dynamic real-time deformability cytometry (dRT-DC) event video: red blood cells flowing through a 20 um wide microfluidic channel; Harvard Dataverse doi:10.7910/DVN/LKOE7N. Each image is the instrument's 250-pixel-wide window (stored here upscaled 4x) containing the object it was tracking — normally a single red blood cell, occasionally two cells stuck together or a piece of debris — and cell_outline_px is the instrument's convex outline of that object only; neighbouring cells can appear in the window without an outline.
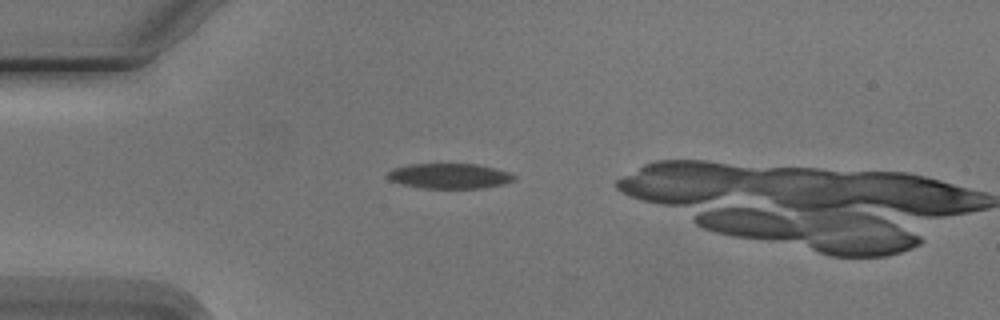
{"species": "Egyptian fruit bat (a non-hibernating species)", "species_latin": "Rousettus aegyptiacus", "temperature_condition": "cold", "stored_images_in_passage": 2, "camera_frame_rate_fps": 3000, "um_per_image_px": 0.085, "animal": {"sex": "male"}, "frame": {"image": 1, "passage_image": 2, "time_ms": 2.0, "image_size_px": [1000, 320], "cell_outline_px": [[516, 180], [504, 184], [480, 188], [424, 188], [404, 184], [388, 180], [388, 172], [392, 168], [408, 164], [476, 164], [508, 172], [516, 176]], "centroid_in_image_um": [38.2, 14.96], "position_along_channel_um": 46.8, "area_um2": 18.44}}